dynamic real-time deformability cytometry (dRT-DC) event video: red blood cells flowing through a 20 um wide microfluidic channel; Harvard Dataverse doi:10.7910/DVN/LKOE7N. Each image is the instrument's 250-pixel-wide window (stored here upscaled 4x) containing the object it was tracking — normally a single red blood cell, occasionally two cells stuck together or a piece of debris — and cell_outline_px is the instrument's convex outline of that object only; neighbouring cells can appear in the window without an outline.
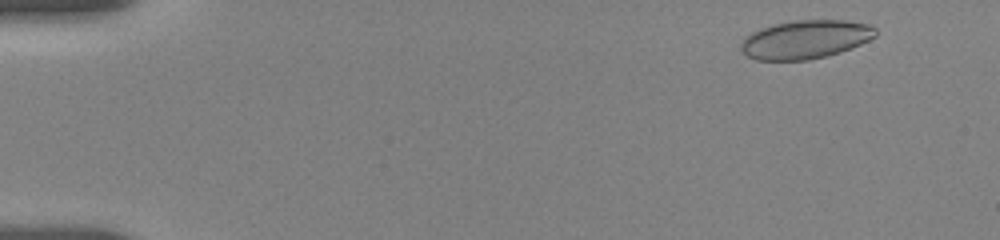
{"species": "human", "species_latin": "Homo sapiens", "temperature_condition": "room temperature", "stored_images_in_passage": 35, "camera_frame_rate_fps": 3000, "um_per_image_px": 0.085, "donor": {"sex": "female"}, "frame": {"image": 1, "passage_image": 7, "time_ms": 1.0, "image_size_px": [1000, 240], "cell_outline_px": [[876, 36], [852, 48], [840, 52], [808, 60], [756, 60], [748, 56], [740, 48], [740, 44], [752, 32], [760, 28], [772, 24], [796, 20], [844, 20], [868, 24], [876, 28]], "centroid_in_image_um": [68.47, 3.35], "position_along_channel_um": 16.5, "area_um2": 30.11}}
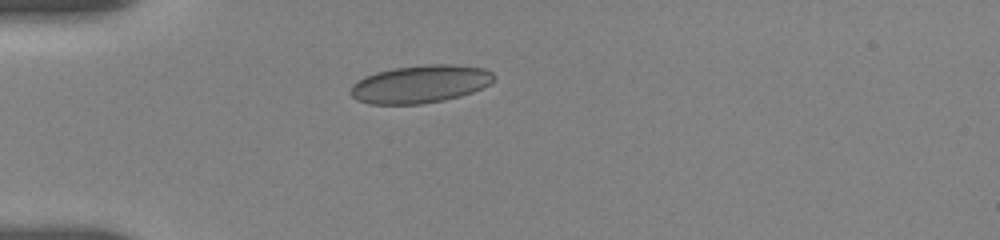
{"frame": {"image": 2, "passage_image": 30, "time_ms": 4.667, "image_size_px": [1000, 240], "cell_outline_px": [[496, 76], [488, 84], [472, 92], [460, 96], [444, 100], [424, 104], [368, 104], [356, 100], [348, 92], [352, 84], [364, 76], [376, 72], [392, 68], [428, 64], [452, 64], [484, 68], [492, 72]], "centroid_in_image_um": [35.67, 7.14], "position_along_channel_um": 49.3, "area_um2": 31.79}}